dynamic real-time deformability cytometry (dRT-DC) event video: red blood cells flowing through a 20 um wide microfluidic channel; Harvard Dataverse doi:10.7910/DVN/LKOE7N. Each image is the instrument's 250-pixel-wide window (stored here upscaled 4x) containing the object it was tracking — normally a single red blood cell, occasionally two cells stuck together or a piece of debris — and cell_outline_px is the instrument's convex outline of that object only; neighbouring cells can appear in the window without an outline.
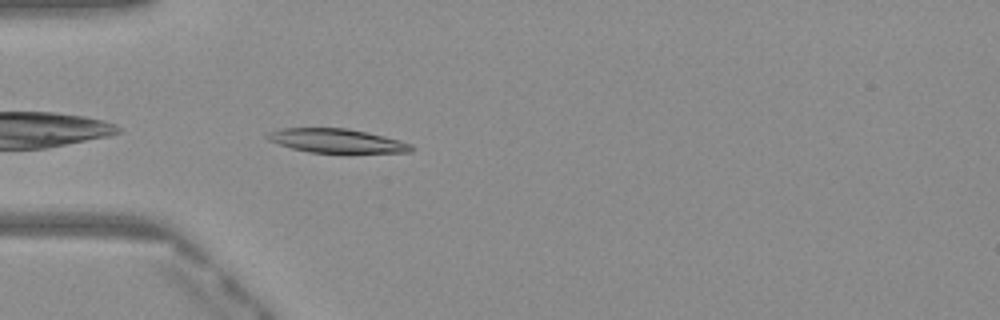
{"species": "Egyptian fruit bat (a non-hibernating species)", "species_latin": "Rousettus aegyptiacus", "temperature_condition": "warm", "stored_images_in_passage": 29, "camera_frame_rate_fps": 3000, "um_per_image_px": 0.085, "frame": {"image": 1, "passage_image": 1, "time_ms": 0.0, "image_size_px": [1000, 320], "cell_outline_px": [[416, 148], [412, 152], [308, 152], [292, 148], [268, 140], [264, 136], [268, 132], [280, 128], [348, 128], [368, 132], [400, 140], [412, 144]], "centroid_in_image_um": [28.62, 11.95], "position_along_channel_um": 56.4, "area_um2": 20.06}}
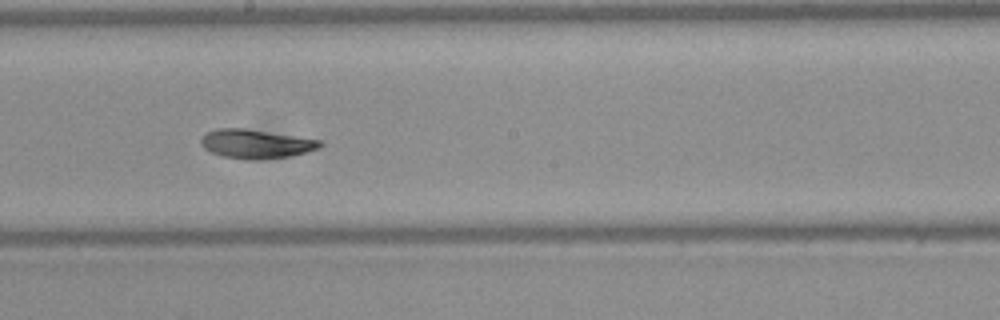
{"frame": {"image": 2, "passage_image": 14, "time_ms": 4.333, "image_size_px": [1000, 320], "cell_outline_px": [[324, 144], [320, 148], [308, 152], [288, 156], [256, 160], [224, 156], [212, 152], [204, 148], [200, 144], [200, 140], [208, 132], [216, 128], [244, 128], [320, 140]], "centroid_in_image_um": [21.77, 12.22], "position_along_channel_um": 226.4, "area_um2": 19.83}}
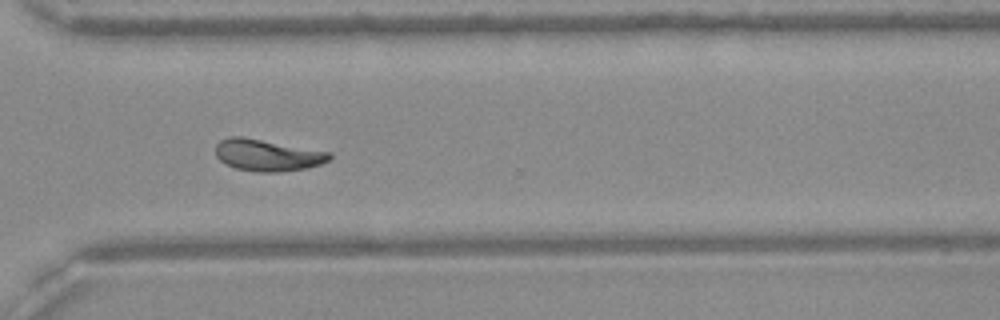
{"frame": {"image": 3, "passage_image": 23, "time_ms": 7.333, "image_size_px": [1000, 320], "cell_outline_px": [[332, 156], [328, 160], [320, 164], [308, 168], [276, 172], [256, 172], [236, 168], [220, 160], [216, 156], [216, 144], [220, 140], [228, 136], [244, 136], [332, 152]], "centroid_in_image_um": [22.74, 13.17], "position_along_channel_um": 347.9, "area_um2": 21.21}, "authors_computed_cell_mechanics": {"area_um2": 19.652, "velocity_mm_per_s": 4.0595, "shape_relaxation_time_tau1_ms": 4.8199, "shape_relaxation_time_tau2_ms": 7.6835, "deformation_change_tau1": 0.1727, "deformation_change_tau2": 0.1363}}